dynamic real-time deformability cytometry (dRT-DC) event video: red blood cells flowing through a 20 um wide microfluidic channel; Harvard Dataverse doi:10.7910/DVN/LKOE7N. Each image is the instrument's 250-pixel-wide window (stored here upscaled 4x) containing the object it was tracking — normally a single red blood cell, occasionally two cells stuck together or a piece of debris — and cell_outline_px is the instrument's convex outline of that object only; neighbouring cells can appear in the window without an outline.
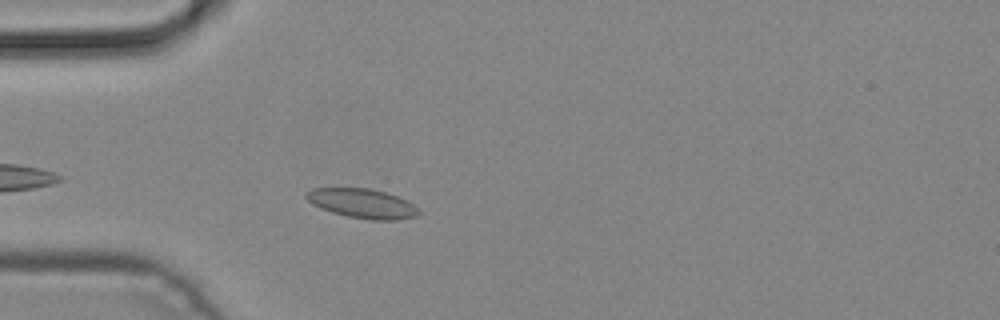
{"species": "common noctule bat (a hibernating species)", "species_latin": "Nyctalus noctula", "temperature_condition": "cold", "stored_images_in_passage": 2, "camera_frame_rate_fps": 3000, "um_per_image_px": 0.085, "animal": {"sex": "male", "body_mass_g": 19.2, "forearm_length_mm": 51.8}, "frame": {"image": 1, "passage_image": 2, "time_ms": 0.333, "image_size_px": [1000, 320], "cell_outline_px": [[420, 212], [416, 216], [396, 220], [372, 220], [348, 216], [332, 212], [320, 208], [312, 204], [304, 196], [304, 192], [312, 188], [368, 188], [384, 192], [396, 196], [420, 208]], "centroid_in_image_um": [30.76, 17.29], "position_along_channel_um": 54.2, "area_um2": 19.19}}